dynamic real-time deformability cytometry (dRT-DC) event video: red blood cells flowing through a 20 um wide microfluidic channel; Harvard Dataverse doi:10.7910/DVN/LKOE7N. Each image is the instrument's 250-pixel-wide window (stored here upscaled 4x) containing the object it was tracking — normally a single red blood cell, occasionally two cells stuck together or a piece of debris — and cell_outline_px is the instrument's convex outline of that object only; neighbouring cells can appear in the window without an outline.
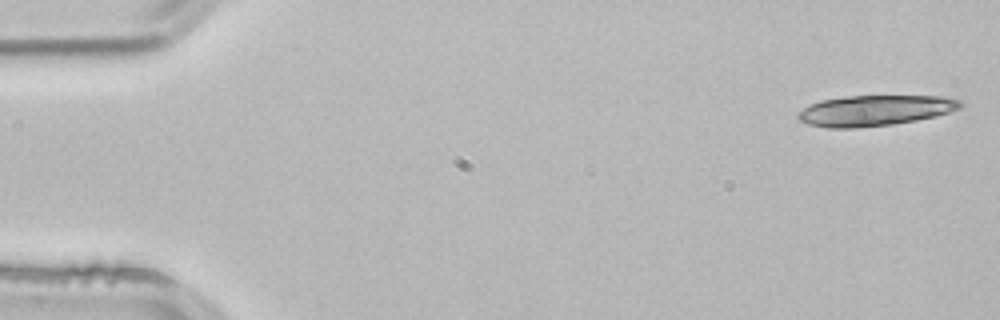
{"species": "common noctule bat (a hibernating species)", "species_latin": "Nyctalus noctula", "temperature_condition": "room temperature", "stored_images_in_passage": 4, "camera_frame_rate_fps": 3000, "um_per_image_px": 0.085, "animal": {"sex": "male", "body_mass_g": 21.5, "forearm_length_mm": 52.0}, "frame": {"image": 1, "passage_image": 1, "time_ms": 0.0, "image_size_px": [1000, 320], "cell_outline_px": [[964, 104], [960, 108], [936, 116], [916, 120], [892, 124], [856, 128], [828, 128], [808, 124], [800, 120], [796, 116], [796, 112], [820, 100], [848, 96], [940, 96], [964, 100]], "centroid_in_image_um": [74.37, 9.39], "position_along_channel_um": 10.6, "area_um2": 29.02}}